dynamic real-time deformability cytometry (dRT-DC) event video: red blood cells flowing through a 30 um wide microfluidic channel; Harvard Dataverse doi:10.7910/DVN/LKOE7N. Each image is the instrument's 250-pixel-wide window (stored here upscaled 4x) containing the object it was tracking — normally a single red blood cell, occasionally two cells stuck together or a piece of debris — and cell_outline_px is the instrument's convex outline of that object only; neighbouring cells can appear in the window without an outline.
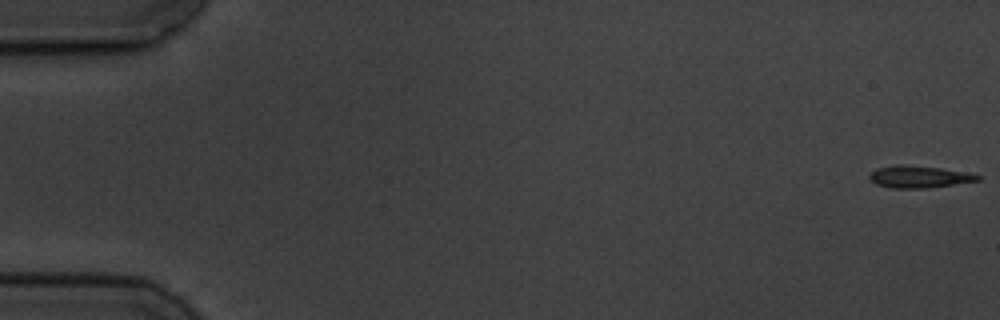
{"species": "common noctule bat (a hibernating species)", "species_latin": "Nyctalus noctula", "temperature_condition": "cold", "stored_images_in_passage": 8, "camera_frame_rate_fps": 3000, "um_per_image_px": 0.085, "animal": {"sex": "male", "body_mass_g": 19.5, "forearm_length_mm": 54.6}, "frame": {"image": 1, "passage_image": 1, "time_ms": 0.0, "image_size_px": [1000, 320], "cell_outline_px": [[980, 180], [924, 188], [892, 188], [876, 184], [868, 176], [876, 168], [896, 164], [900, 164], [940, 168], [980, 176]], "centroid_in_image_um": [78.02, 15.02], "position_along_channel_um": 7.0, "area_um2": 13.47}}
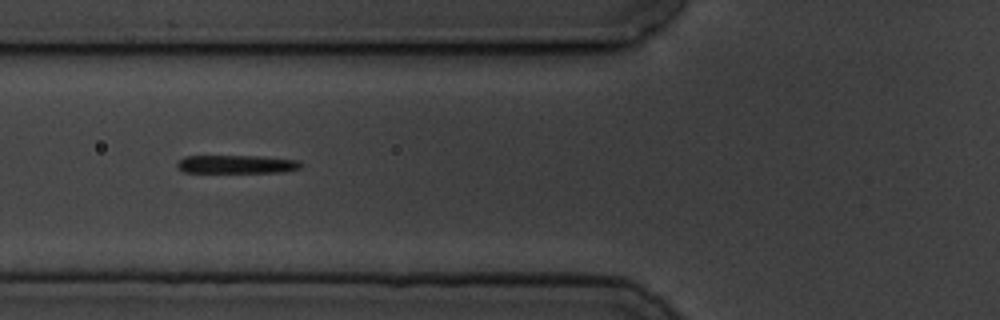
{"frame": {"image": 2, "passage_image": 7, "time_ms": 7.0, "image_size_px": [1000, 320], "cell_outline_px": [[304, 164], [300, 168], [284, 172], [184, 172], [176, 168], [176, 164], [184, 156], [260, 156], [300, 160]], "centroid_in_image_um": [20.14, 13.96], "position_along_channel_um": 105.7, "area_um2": 13.29}}
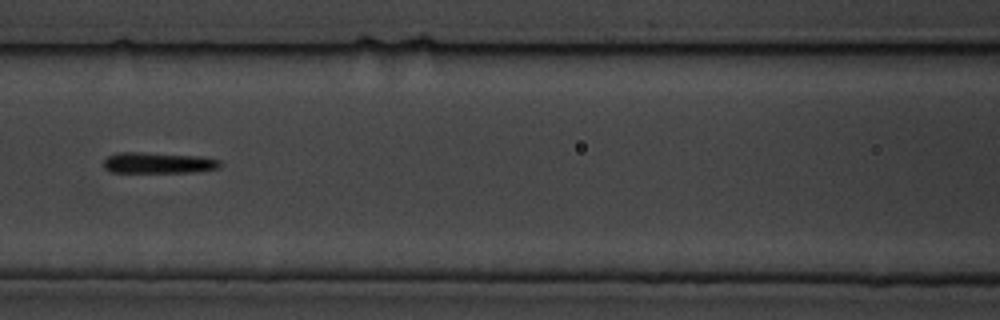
{"frame": {"image": 3, "passage_image": 8, "time_ms": 8.333, "image_size_px": [1000, 320], "cell_outline_px": [[224, 164], [220, 168], [196, 172], [112, 172], [104, 168], [104, 160], [108, 156], [116, 152], [140, 152], [204, 156], [220, 160]], "centroid_in_image_um": [13.52, 13.84], "position_along_channel_um": 153.1, "area_um2": 14.51}}